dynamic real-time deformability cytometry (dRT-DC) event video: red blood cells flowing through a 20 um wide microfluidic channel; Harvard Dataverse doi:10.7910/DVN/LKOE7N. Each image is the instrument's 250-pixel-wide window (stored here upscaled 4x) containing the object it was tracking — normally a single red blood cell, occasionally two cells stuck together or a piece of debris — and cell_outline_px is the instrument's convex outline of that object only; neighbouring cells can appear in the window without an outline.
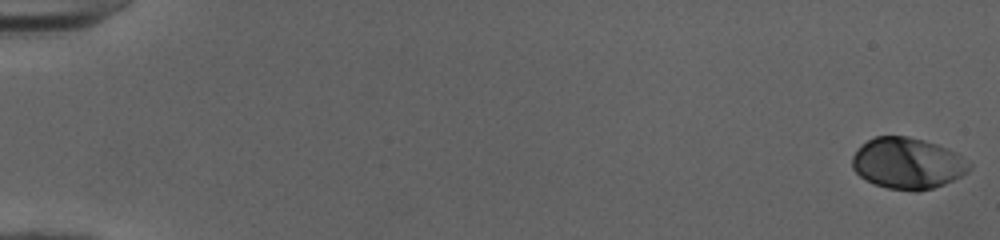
{"species": "human", "species_latin": "Homo sapiens", "temperature_condition": "cold", "stored_images_in_passage": 52, "camera_frame_rate_fps": 3000, "um_per_image_px": 0.085, "donor": {"sex": "female"}, "frame": {"image": 1, "passage_image": 1, "time_ms": 0.0, "image_size_px": [1000, 240], "cell_outline_px": [[972, 168], [968, 172], [944, 184], [932, 188], [916, 192], [888, 188], [876, 184], [860, 176], [852, 168], [852, 156], [868, 140], [876, 136], [908, 136], [924, 140], [948, 148], [956, 152], [972, 164]], "centroid_in_image_um": [77.18, 13.88], "position_along_channel_um": 7.8, "area_um2": 34.8}}
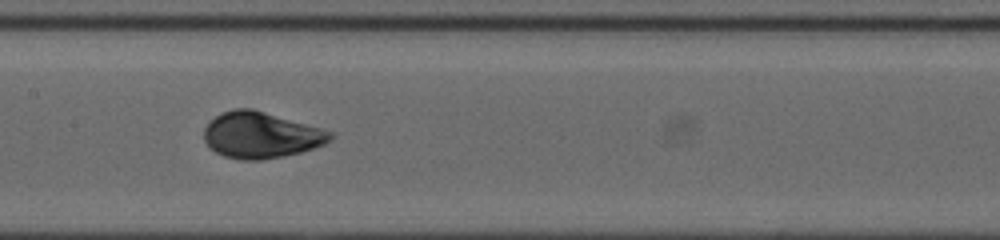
{"frame": {"image": 2, "passage_image": 28, "time_ms": 9.0, "image_size_px": [1000, 240], "cell_outline_px": [[336, 136], [332, 140], [324, 144], [300, 152], [284, 156], [260, 160], [240, 160], [224, 156], [216, 152], [204, 140], [204, 128], [220, 112], [232, 108], [252, 108], [320, 128], [332, 132]], "centroid_in_image_um": [22.18, 11.48], "position_along_channel_um": 185.2, "area_um2": 33.87}}
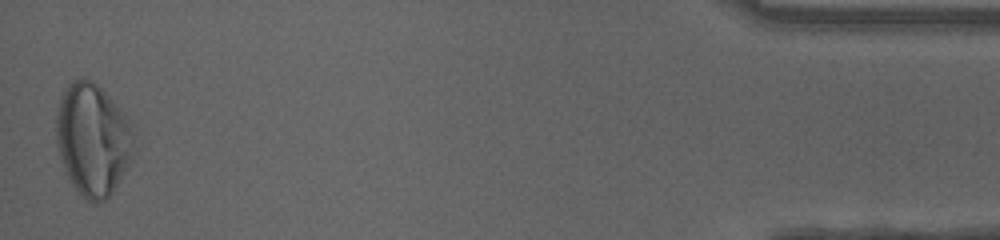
{"frame": {"image": 3, "passage_image": 52, "time_ms": 17.0, "image_size_px": [1000, 240], "cell_outline_px": [[132, 160], [112, 192], [104, 200], [96, 204], [92, 204], [84, 200], [72, 184], [64, 168], [56, 144], [56, 108], [60, 96], [64, 88], [72, 80], [84, 76], [92, 80], [132, 120]], "centroid_in_image_um": [7.86, 11.84], "position_along_channel_um": 427.3, "area_um2": 51.21}, "authors_computed_cell_mechanics": {"area_um2": 34.2754, "velocity_mm_per_s": 4.0001, "shape_relaxation_time_tau1_ms": 3.1328, "shape_relaxation_time_tau2_ms": null, "deformation_change_tau1": 0.1467, "deformation_change_tau2": null}}